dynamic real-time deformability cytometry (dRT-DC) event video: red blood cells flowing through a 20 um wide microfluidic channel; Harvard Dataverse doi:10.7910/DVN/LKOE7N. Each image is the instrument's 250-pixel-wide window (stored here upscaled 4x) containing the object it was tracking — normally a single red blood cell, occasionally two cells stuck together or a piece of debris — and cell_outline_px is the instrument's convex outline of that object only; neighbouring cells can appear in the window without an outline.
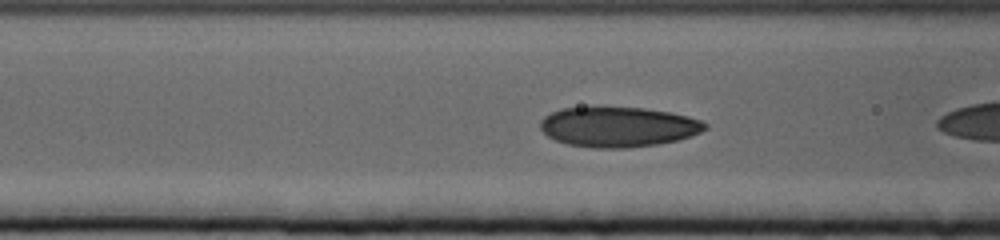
{"species": "human", "species_latin": "Homo sapiens", "temperature_condition": "cold", "stored_images_in_passage": 10, "camera_frame_rate_fps": 3000, "um_per_image_px": 0.085, "donor": {"sex": "female"}, "frame": {"image": 1, "passage_image": 4, "time_ms": 1.0, "image_size_px": [1000, 240], "cell_outline_px": [[708, 128], [700, 132], [676, 140], [656, 144], [628, 148], [596, 148], [568, 144], [556, 140], [548, 136], [540, 128], [540, 120], [544, 116], [560, 108], [596, 104], [644, 108], [668, 112], [688, 116], [700, 120], [708, 124]], "centroid_in_image_um": [52.49, 10.73], "position_along_channel_um": 114.1, "area_um2": 39.3}}